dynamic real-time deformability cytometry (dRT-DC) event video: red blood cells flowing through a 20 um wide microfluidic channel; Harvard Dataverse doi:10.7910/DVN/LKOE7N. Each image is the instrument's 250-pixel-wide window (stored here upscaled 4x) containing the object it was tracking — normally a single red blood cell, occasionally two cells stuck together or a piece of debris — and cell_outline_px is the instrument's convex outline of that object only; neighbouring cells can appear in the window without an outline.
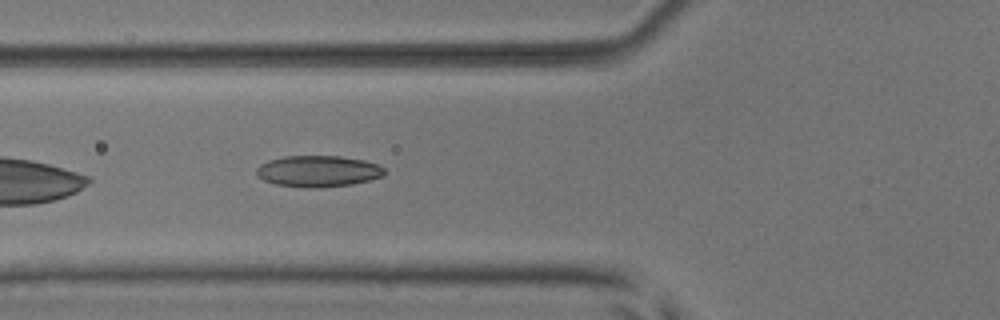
{"species": "common noctule bat (a hibernating species)", "species_latin": "Nyctalus noctula", "temperature_condition": "room temperature", "stored_images_in_passage": 36, "camera_frame_rate_fps": 3000, "um_per_image_px": 0.085, "animal": {"sex": "male", "body_mass_g": 17.9, "forearm_length_mm": 54.2}, "frame": {"image": 1, "passage_image": 4, "time_ms": 1.0, "image_size_px": [1000, 320], "cell_outline_px": [[384, 176], [352, 184], [320, 188], [308, 188], [276, 184], [264, 180], [256, 176], [256, 168], [260, 164], [268, 160], [284, 156], [340, 156], [364, 160], [380, 164], [384, 168]], "centroid_in_image_um": [27.03, 14.55], "position_along_channel_um": 98.8, "area_um2": 23.52}}
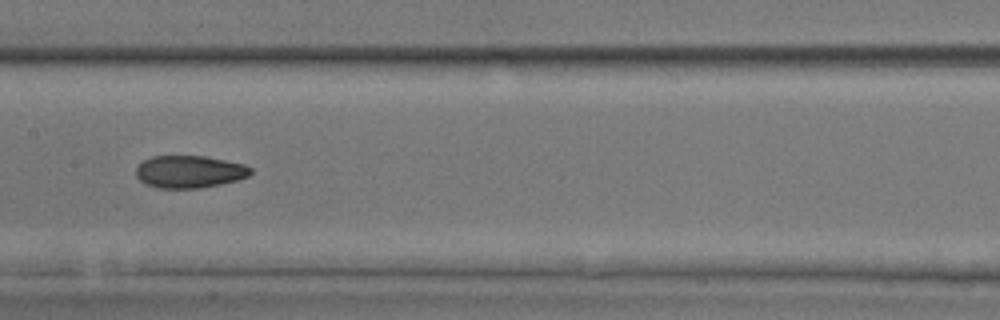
{"frame": {"image": 2, "passage_image": 11, "time_ms": 3.333, "image_size_px": [1000, 320], "cell_outline_px": [[252, 172], [248, 176], [236, 180], [220, 184], [200, 188], [156, 188], [144, 184], [136, 176], [136, 168], [144, 160], [152, 156], [204, 156], [244, 164], [252, 168]], "centroid_in_image_um": [16.08, 14.6], "position_along_channel_um": 191.3, "area_um2": 21.62}}
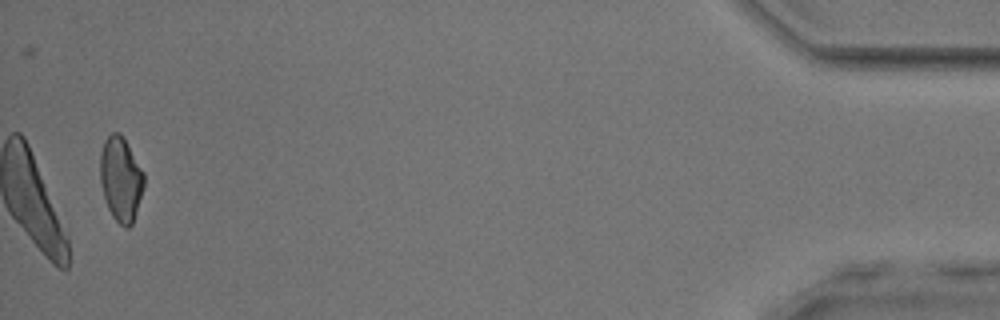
{"frame": {"image": 3, "passage_image": 35, "time_ms": 11.333, "image_size_px": [1000, 320], "cell_outline_px": [[144, 188], [132, 224], [128, 228], [124, 228], [112, 216], [108, 208], [104, 196], [100, 180], [100, 152], [104, 140], [112, 132], [120, 132], [144, 172]], "centroid_in_image_um": [10.26, 15.22], "position_along_channel_um": 424.9, "area_um2": 21.56}, "authors_computed_cell_mechanics": {"area_um2": 21.6172, "velocity_mm_per_s": 3.9653, "shape_relaxation_time_tau1_ms": 7.3242, "shape_relaxation_time_tau2_ms": 2.2285, "deformation_change_tau1": 0.1835, "deformation_change_tau2": 0.0751}}